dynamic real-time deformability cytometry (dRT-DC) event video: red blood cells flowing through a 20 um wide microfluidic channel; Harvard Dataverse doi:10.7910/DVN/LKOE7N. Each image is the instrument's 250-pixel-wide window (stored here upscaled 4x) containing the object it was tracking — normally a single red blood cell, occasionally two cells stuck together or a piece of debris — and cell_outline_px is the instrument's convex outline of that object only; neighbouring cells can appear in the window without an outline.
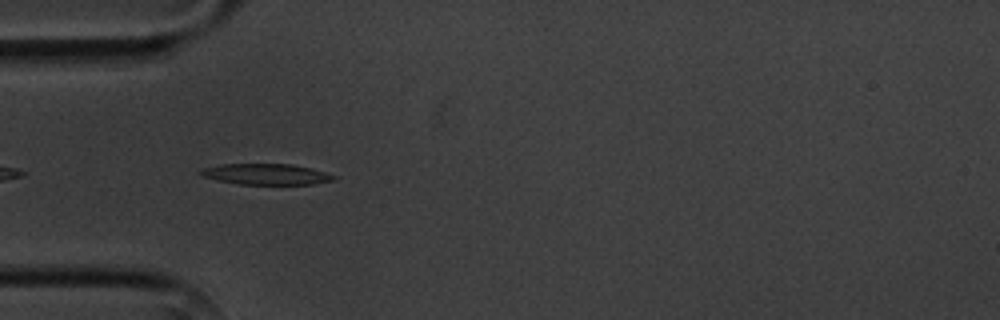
{"species": "common noctule bat (a hibernating species)", "species_latin": "Nyctalus noctula", "temperature_condition": "cold", "stored_images_in_passage": 4, "camera_frame_rate_fps": 3000, "um_per_image_px": 0.085, "animal": {"sex": "male", "body_mass_g": 20.1, "forearm_length_mm": 53.5}, "frame": {"image": 1, "passage_image": 3, "time_ms": 2.333, "image_size_px": [1000, 320], "cell_outline_px": [[336, 180], [312, 184], [240, 184], [220, 180], [204, 176], [196, 172], [204, 168], [220, 164], [292, 164], [312, 168], [336, 176]], "centroid_in_image_um": [22.65, 14.8], "position_along_channel_um": 62.3, "area_um2": 16.07}}
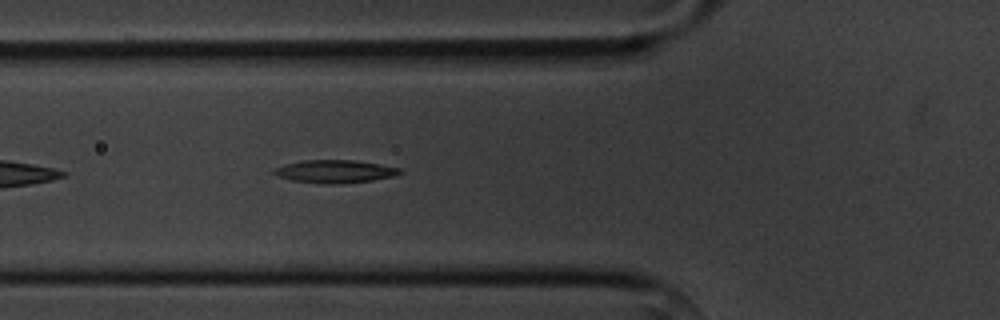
{"frame": {"image": 2, "passage_image": 4, "time_ms": 3.333, "image_size_px": [1000, 320], "cell_outline_px": [[404, 172], [396, 176], [372, 180], [336, 184], [320, 184], [292, 180], [276, 176], [272, 172], [276, 168], [284, 164], [304, 160], [352, 160], [380, 164], [400, 168]], "centroid_in_image_um": [28.48, 14.57], "position_along_channel_um": 97.3, "area_um2": 16.88}}